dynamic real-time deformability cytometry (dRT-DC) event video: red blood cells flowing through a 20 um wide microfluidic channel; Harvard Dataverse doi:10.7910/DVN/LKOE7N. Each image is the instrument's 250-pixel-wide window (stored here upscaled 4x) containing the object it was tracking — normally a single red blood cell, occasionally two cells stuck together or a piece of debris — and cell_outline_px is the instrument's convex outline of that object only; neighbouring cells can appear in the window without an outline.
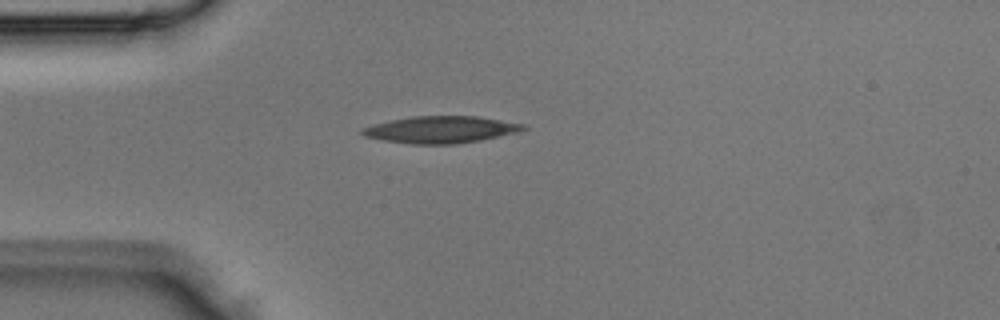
{"species": "Egyptian fruit bat (a non-hibernating species)", "species_latin": "Rousettus aegyptiacus", "temperature_condition": "room temperature", "stored_images_in_passage": 3, "camera_frame_rate_fps": 3000, "um_per_image_px": 0.085, "animal": {"sex": "male"}, "frame": {"image": 1, "passage_image": 3, "time_ms": 0.667, "image_size_px": [1000, 320], "cell_outline_px": [[528, 128], [520, 132], [480, 140], [456, 144], [412, 144], [380, 140], [364, 136], [360, 132], [360, 128], [372, 124], [412, 116], [476, 116], [528, 124]], "centroid_in_image_um": [37.48, 11.02], "position_along_channel_um": 47.5, "area_um2": 25.55}}